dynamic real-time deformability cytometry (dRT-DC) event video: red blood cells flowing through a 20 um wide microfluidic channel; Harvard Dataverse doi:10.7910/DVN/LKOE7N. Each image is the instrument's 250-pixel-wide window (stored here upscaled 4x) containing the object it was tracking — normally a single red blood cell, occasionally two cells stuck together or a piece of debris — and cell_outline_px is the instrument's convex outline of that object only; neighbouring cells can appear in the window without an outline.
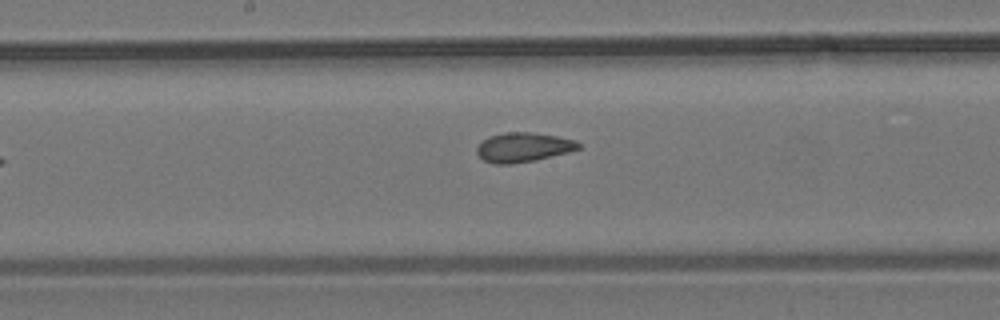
{"species": "common noctule bat (a hibernating species)", "species_latin": "Nyctalus noctula", "temperature_condition": "room temperature", "stored_images_in_passage": 9, "segment_of_instrument_passage": [2, 2], "camera_frame_rate_fps": 3000, "um_per_image_px": 0.085, "animal": {"sex": "male", "body_mass_g": 19.2, "forearm_length_mm": 51.8}, "frame": {"image": 1, "passage_image": 9, "time_ms": 10.333, "image_size_px": [1000, 320], "cell_outline_px": [[580, 148], [568, 152], [536, 160], [512, 164], [496, 164], [484, 160], [476, 152], [476, 148], [488, 136], [504, 132], [528, 132], [556, 136], [576, 140], [580, 144]], "centroid_in_image_um": [44.47, 12.52], "position_along_channel_um": 203.7, "area_um2": 17.34}}